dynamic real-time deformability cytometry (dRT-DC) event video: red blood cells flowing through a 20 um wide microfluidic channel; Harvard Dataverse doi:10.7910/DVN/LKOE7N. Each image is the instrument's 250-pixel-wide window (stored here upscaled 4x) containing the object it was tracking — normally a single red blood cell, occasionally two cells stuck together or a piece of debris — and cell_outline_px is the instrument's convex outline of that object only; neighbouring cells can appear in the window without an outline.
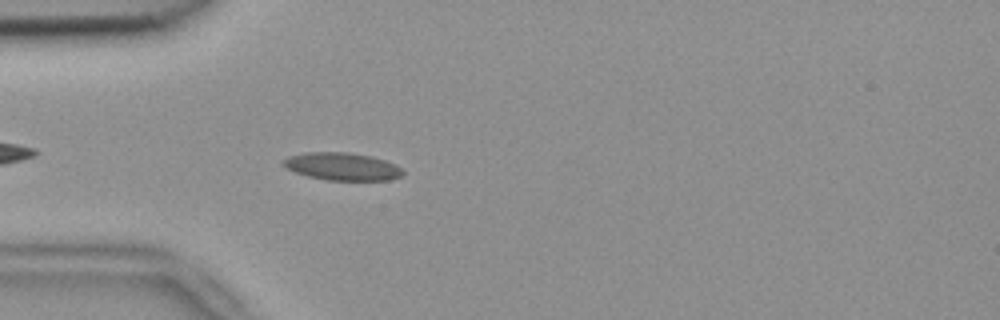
{"species": "common noctule bat (a hibernating species)", "species_latin": "Nyctalus noctula", "temperature_condition": "room temperature", "stored_images_in_passage": 39, "camera_frame_rate_fps": 3000, "um_per_image_px": 0.085, "animal": {"sex": "female", "body_mass_g": 18.4}, "frame": {"image": 1, "passage_image": 1, "time_ms": 0.0, "image_size_px": [1000, 320], "cell_outline_px": [[404, 176], [388, 180], [328, 180], [308, 176], [296, 172], [280, 164], [280, 160], [288, 156], [304, 152], [348, 152], [372, 156], [384, 160], [400, 168], [404, 172]], "centroid_in_image_um": [29.05, 14.14], "position_along_channel_um": 56.0, "area_um2": 19.31}}
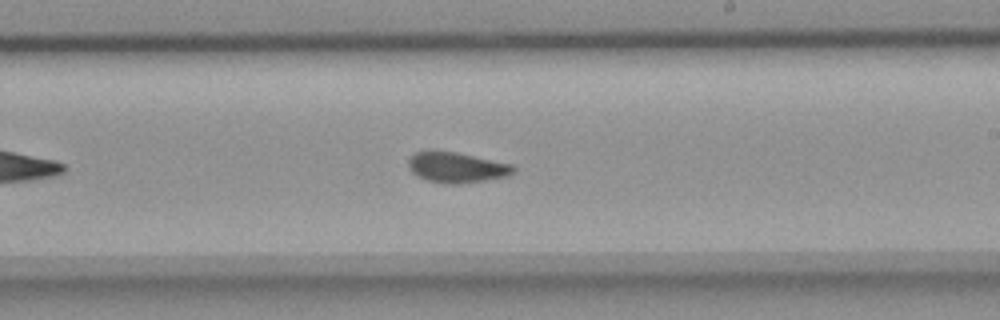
{"frame": {"image": 2, "passage_image": 17, "time_ms": 5.333, "image_size_px": [1000, 320], "cell_outline_px": [[516, 168], [508, 176], [460, 184], [444, 184], [428, 180], [412, 172], [408, 168], [408, 160], [416, 152], [428, 148], [456, 152], [512, 164]], "centroid_in_image_um": [38.77, 14.2], "position_along_channel_um": 250.2, "area_um2": 18.84}}
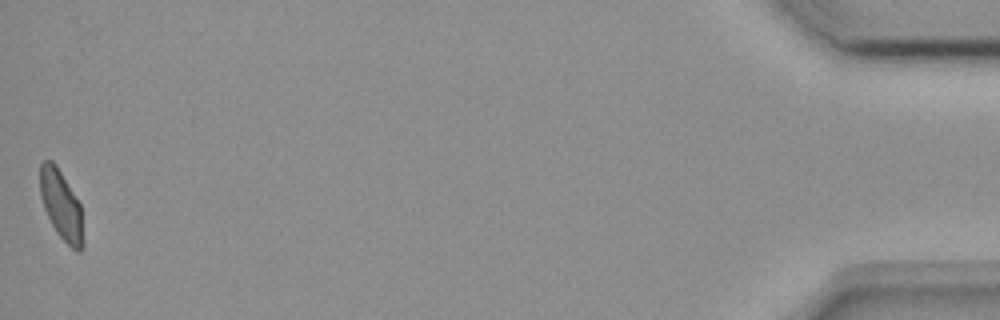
{"frame": {"image": 3, "passage_image": 39, "time_ms": 12.667, "image_size_px": [1000, 320], "cell_outline_px": [[84, 248], [80, 252], [76, 252], [56, 232], [44, 208], [40, 196], [40, 164], [44, 160], [52, 160], [56, 164], [80, 204], [84, 240]], "centroid_in_image_um": [5.22, 17.46], "position_along_channel_um": 430.0, "area_um2": 17.46}, "authors_computed_cell_mechanics": {"area_um2": 18.3226, "velocity_mm_per_s": 3.7605, "shape_relaxation_time_tau1_ms": 5.0572, "shape_relaxation_time_tau2_ms": 0.947, "deformation_change_tau1": 0.1376, "deformation_change_tau2": 0.0701}}